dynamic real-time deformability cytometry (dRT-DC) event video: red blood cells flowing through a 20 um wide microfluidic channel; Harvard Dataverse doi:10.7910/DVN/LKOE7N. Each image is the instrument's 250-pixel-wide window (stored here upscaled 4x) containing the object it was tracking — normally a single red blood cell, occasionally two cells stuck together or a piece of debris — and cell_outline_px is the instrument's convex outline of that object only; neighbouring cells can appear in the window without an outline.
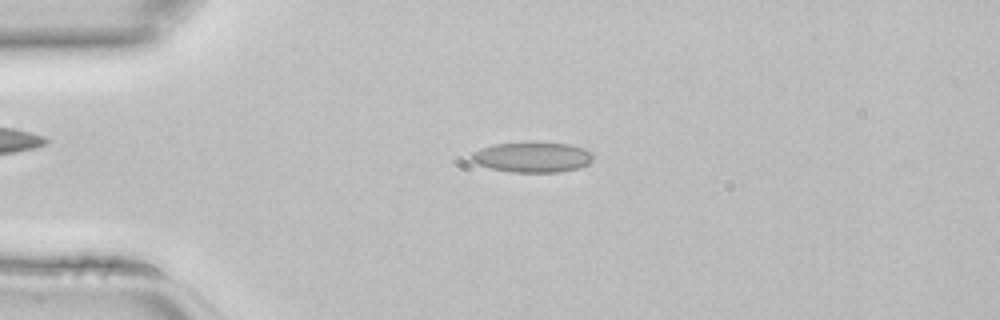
{"species": "common noctule bat (a hibernating species)", "species_latin": "Nyctalus noctula", "temperature_condition": "room temperature", "stored_images_in_passage": 37, "camera_frame_rate_fps": 3000, "um_per_image_px": 0.085, "animal": {"sex": "female", "body_mass_g": 22.7, "forearm_length_mm": 54.2}, "frame": {"image": 1, "passage_image": 3, "time_ms": 0.667, "image_size_px": [1000, 320], "cell_outline_px": [[592, 160], [588, 164], [576, 168], [560, 172], [512, 172], [492, 168], [476, 164], [468, 160], [468, 156], [472, 152], [480, 148], [492, 144], [568, 144], [584, 148], [592, 152]], "centroid_in_image_um": [45.19, 13.38], "position_along_channel_um": 39.8, "area_um2": 21.1}}
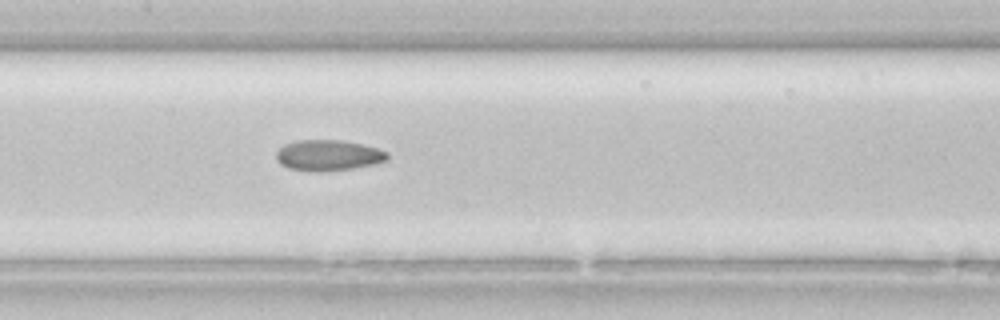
{"frame": {"image": 2, "passage_image": 14, "time_ms": 4.333, "image_size_px": [1000, 320], "cell_outline_px": [[388, 160], [372, 164], [352, 168], [324, 172], [288, 168], [280, 164], [276, 160], [276, 152], [284, 144], [296, 140], [340, 140], [360, 144], [376, 148], [388, 152]], "centroid_in_image_um": [27.87, 13.2], "position_along_channel_um": 179.5, "area_um2": 19.83}}
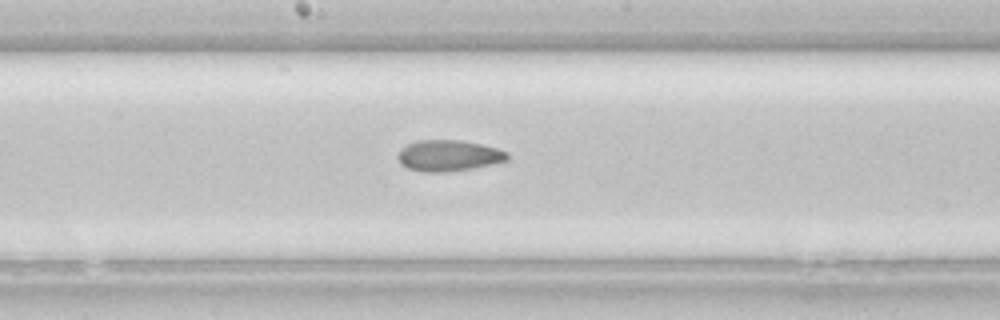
{"frame": {"image": 3, "passage_image": 16, "time_ms": 5.0, "image_size_px": [1000, 320], "cell_outline_px": [[508, 160], [472, 168], [444, 172], [424, 172], [408, 168], [400, 164], [396, 156], [400, 148], [416, 140], [460, 140], [480, 144], [496, 148], [508, 152]], "centroid_in_image_um": [38.08, 13.22], "position_along_channel_um": 210.1, "area_um2": 19.83}}